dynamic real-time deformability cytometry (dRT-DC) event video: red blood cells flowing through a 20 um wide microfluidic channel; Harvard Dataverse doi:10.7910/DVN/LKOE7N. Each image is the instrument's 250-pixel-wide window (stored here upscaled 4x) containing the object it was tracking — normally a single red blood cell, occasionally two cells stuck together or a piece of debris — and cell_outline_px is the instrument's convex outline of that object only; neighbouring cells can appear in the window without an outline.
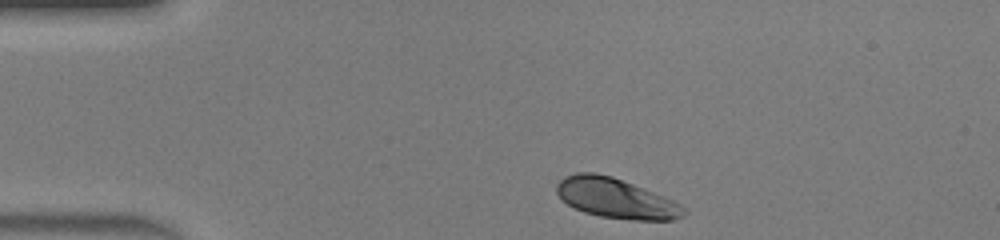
{"species": "human", "species_latin": "Homo sapiens", "temperature_condition": "warm", "stored_images_in_passage": 33, "camera_frame_rate_fps": 3000, "um_per_image_px": 0.085, "donor": {"sex": "male"}, "frame": {"image": 1, "passage_image": 1, "time_ms": 0.0, "image_size_px": [1000, 240], "cell_outline_px": [[688, 212], [684, 216], [672, 220], [632, 220], [600, 216], [584, 212], [568, 204], [556, 192], [556, 184], [564, 176], [576, 172], [596, 172], [612, 176], [672, 200], [688, 208]], "centroid_in_image_um": [52.35, 16.85], "position_along_channel_um": 32.6, "area_um2": 29.48}}
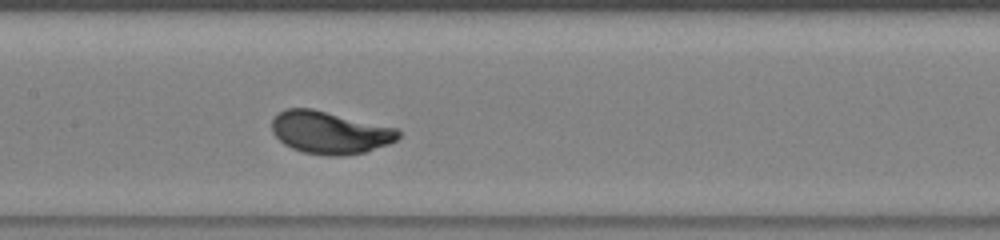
{"frame": {"image": 2, "passage_image": 15, "time_ms": 4.667, "image_size_px": [1000, 240], "cell_outline_px": [[400, 136], [396, 140], [388, 144], [364, 152], [344, 156], [324, 156], [304, 152], [292, 148], [284, 144], [272, 132], [272, 120], [284, 108], [312, 108], [400, 128]], "centroid_in_image_um": [28.06, 11.26], "position_along_channel_um": 179.3, "area_um2": 31.56}}
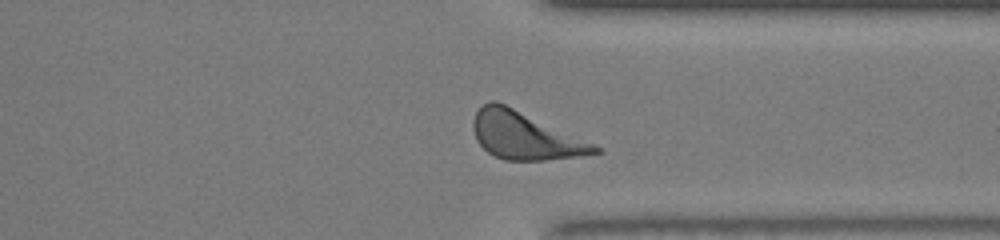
{"frame": {"image": 3, "passage_image": 28, "time_ms": 9.0, "image_size_px": [1000, 240], "cell_outline_px": [[604, 152], [580, 156], [544, 160], [504, 160], [488, 152], [476, 140], [472, 128], [472, 120], [476, 112], [484, 104], [492, 100], [496, 100], [596, 144]], "centroid_in_image_um": [44.62, 11.53], "position_along_channel_um": 366.8, "area_um2": 33.52}, "authors_computed_cell_mechanics": {"area_um2": 30.4606, "velocity_mm_per_s": 4.341, "shape_relaxation_time_tau1_ms": 1.6427, "shape_relaxation_time_tau2_ms": null, "deformation_change_tau1": 0.1631, "deformation_change_tau2": null}}